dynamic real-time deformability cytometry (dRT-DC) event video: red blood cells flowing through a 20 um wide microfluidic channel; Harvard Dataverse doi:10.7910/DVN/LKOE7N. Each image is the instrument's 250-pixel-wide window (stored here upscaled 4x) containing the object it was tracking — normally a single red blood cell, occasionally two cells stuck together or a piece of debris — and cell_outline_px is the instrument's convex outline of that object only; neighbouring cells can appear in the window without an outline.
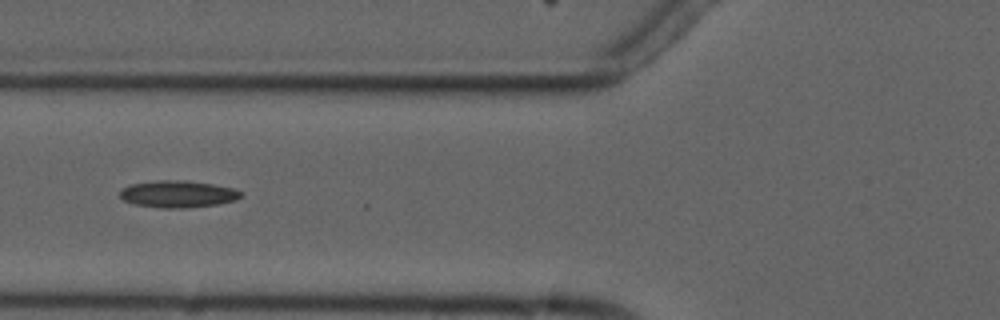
{"species": "common noctule bat (a hibernating species)", "species_latin": "Nyctalus noctula", "temperature_condition": "cold", "stored_images_in_passage": 9, "camera_frame_rate_fps": 3000, "um_per_image_px": 0.085, "animal": {"sex": "male", "forearm_length_mm": 52.5}, "frame": {"image": 1, "passage_image": 7, "time_ms": 7.0, "image_size_px": [1000, 320], "cell_outline_px": [[244, 196], [236, 200], [216, 204], [184, 208], [160, 208], [136, 204], [124, 200], [120, 196], [120, 192], [128, 184], [160, 180], [184, 180], [212, 184], [232, 188], [244, 192]], "centroid_in_image_um": [15.15, 16.49], "position_along_channel_um": 110.6, "area_um2": 18.96}}
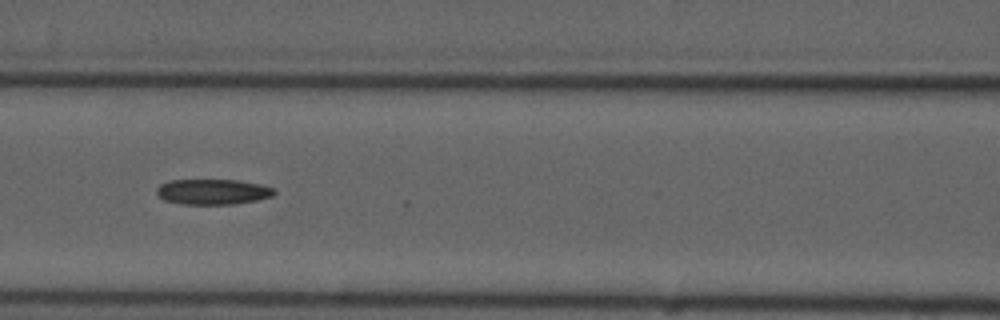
{"frame": {"image": 2, "passage_image": 8, "time_ms": 8.0, "image_size_px": [1000, 320], "cell_outline_px": [[276, 192], [272, 196], [256, 200], [236, 204], [180, 204], [164, 200], [156, 192], [156, 188], [160, 184], [168, 180], [236, 180], [260, 184], [276, 188]], "centroid_in_image_um": [18.09, 16.3], "position_along_channel_um": 148.5, "area_um2": 17.51}}
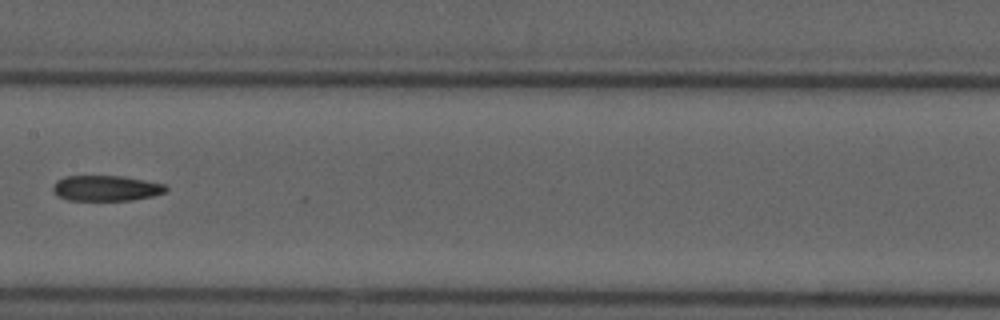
{"frame": {"image": 3, "passage_image": 9, "time_ms": 9.333, "image_size_px": [1000, 320], "cell_outline_px": [[168, 188], [164, 192], [152, 196], [132, 200], [68, 200], [56, 196], [52, 192], [52, 184], [56, 180], [64, 176], [120, 176], [144, 180], [164, 184]], "centroid_in_image_um": [8.94, 16.0], "position_along_channel_um": 198.5, "area_um2": 16.88}}